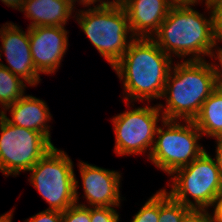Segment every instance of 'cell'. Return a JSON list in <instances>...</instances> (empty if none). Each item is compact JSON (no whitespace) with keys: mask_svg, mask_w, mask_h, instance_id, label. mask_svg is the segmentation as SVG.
<instances>
[{"mask_svg":"<svg viewBox=\"0 0 222 222\" xmlns=\"http://www.w3.org/2000/svg\"><path fill=\"white\" fill-rule=\"evenodd\" d=\"M100 3H121V0H91V5Z\"/></svg>","mask_w":222,"mask_h":222,"instance_id":"obj_32","label":"cell"},{"mask_svg":"<svg viewBox=\"0 0 222 222\" xmlns=\"http://www.w3.org/2000/svg\"><path fill=\"white\" fill-rule=\"evenodd\" d=\"M212 58V59H211ZM215 73L216 87L222 89V46L218 45L210 56Z\"/></svg>","mask_w":222,"mask_h":222,"instance_id":"obj_22","label":"cell"},{"mask_svg":"<svg viewBox=\"0 0 222 222\" xmlns=\"http://www.w3.org/2000/svg\"><path fill=\"white\" fill-rule=\"evenodd\" d=\"M79 174L81 178V186L79 179L75 174V199L76 204L85 207H122V174L120 171L106 169L94 164H90L83 160L77 162ZM79 188L82 189L84 202H80Z\"/></svg>","mask_w":222,"mask_h":222,"instance_id":"obj_10","label":"cell"},{"mask_svg":"<svg viewBox=\"0 0 222 222\" xmlns=\"http://www.w3.org/2000/svg\"><path fill=\"white\" fill-rule=\"evenodd\" d=\"M134 37L152 38L173 5L169 0H121Z\"/></svg>","mask_w":222,"mask_h":222,"instance_id":"obj_14","label":"cell"},{"mask_svg":"<svg viewBox=\"0 0 222 222\" xmlns=\"http://www.w3.org/2000/svg\"><path fill=\"white\" fill-rule=\"evenodd\" d=\"M214 36L217 45H222V3L215 5L212 9Z\"/></svg>","mask_w":222,"mask_h":222,"instance_id":"obj_24","label":"cell"},{"mask_svg":"<svg viewBox=\"0 0 222 222\" xmlns=\"http://www.w3.org/2000/svg\"><path fill=\"white\" fill-rule=\"evenodd\" d=\"M60 26L29 28L34 66L40 74L53 75L62 67L69 45V30Z\"/></svg>","mask_w":222,"mask_h":222,"instance_id":"obj_12","label":"cell"},{"mask_svg":"<svg viewBox=\"0 0 222 222\" xmlns=\"http://www.w3.org/2000/svg\"><path fill=\"white\" fill-rule=\"evenodd\" d=\"M74 166L71 156L54 146L28 171V182L48 204L46 210L64 212L76 204Z\"/></svg>","mask_w":222,"mask_h":222,"instance_id":"obj_7","label":"cell"},{"mask_svg":"<svg viewBox=\"0 0 222 222\" xmlns=\"http://www.w3.org/2000/svg\"><path fill=\"white\" fill-rule=\"evenodd\" d=\"M212 63L206 60L174 61L164 92L157 102L166 120L193 121L204 101L216 89Z\"/></svg>","mask_w":222,"mask_h":222,"instance_id":"obj_3","label":"cell"},{"mask_svg":"<svg viewBox=\"0 0 222 222\" xmlns=\"http://www.w3.org/2000/svg\"><path fill=\"white\" fill-rule=\"evenodd\" d=\"M77 7L69 0H24L20 12L30 20L28 28L66 27L69 20L74 19Z\"/></svg>","mask_w":222,"mask_h":222,"instance_id":"obj_15","label":"cell"},{"mask_svg":"<svg viewBox=\"0 0 222 222\" xmlns=\"http://www.w3.org/2000/svg\"><path fill=\"white\" fill-rule=\"evenodd\" d=\"M27 87L26 82L0 65V112L22 98L26 94Z\"/></svg>","mask_w":222,"mask_h":222,"instance_id":"obj_17","label":"cell"},{"mask_svg":"<svg viewBox=\"0 0 222 222\" xmlns=\"http://www.w3.org/2000/svg\"><path fill=\"white\" fill-rule=\"evenodd\" d=\"M206 150L189 165L175 170L164 186L176 201L191 210H207L222 195V173L215 159ZM171 177V178H170Z\"/></svg>","mask_w":222,"mask_h":222,"instance_id":"obj_5","label":"cell"},{"mask_svg":"<svg viewBox=\"0 0 222 222\" xmlns=\"http://www.w3.org/2000/svg\"><path fill=\"white\" fill-rule=\"evenodd\" d=\"M192 3L195 5L203 4L205 8L212 9L215 5L222 3V0H192Z\"/></svg>","mask_w":222,"mask_h":222,"instance_id":"obj_29","label":"cell"},{"mask_svg":"<svg viewBox=\"0 0 222 222\" xmlns=\"http://www.w3.org/2000/svg\"><path fill=\"white\" fill-rule=\"evenodd\" d=\"M53 147L42 133L10 124L0 115V172L5 178L28 173Z\"/></svg>","mask_w":222,"mask_h":222,"instance_id":"obj_9","label":"cell"},{"mask_svg":"<svg viewBox=\"0 0 222 222\" xmlns=\"http://www.w3.org/2000/svg\"><path fill=\"white\" fill-rule=\"evenodd\" d=\"M73 5H82V6H88L91 5V0H69ZM77 2V3H76Z\"/></svg>","mask_w":222,"mask_h":222,"instance_id":"obj_31","label":"cell"},{"mask_svg":"<svg viewBox=\"0 0 222 222\" xmlns=\"http://www.w3.org/2000/svg\"><path fill=\"white\" fill-rule=\"evenodd\" d=\"M116 208L121 207H90L91 222H120L121 214Z\"/></svg>","mask_w":222,"mask_h":222,"instance_id":"obj_20","label":"cell"},{"mask_svg":"<svg viewBox=\"0 0 222 222\" xmlns=\"http://www.w3.org/2000/svg\"><path fill=\"white\" fill-rule=\"evenodd\" d=\"M172 4H191L192 0H169Z\"/></svg>","mask_w":222,"mask_h":222,"instance_id":"obj_33","label":"cell"},{"mask_svg":"<svg viewBox=\"0 0 222 222\" xmlns=\"http://www.w3.org/2000/svg\"><path fill=\"white\" fill-rule=\"evenodd\" d=\"M91 45L111 68L127 51L135 38L121 3H100L76 9L74 19Z\"/></svg>","mask_w":222,"mask_h":222,"instance_id":"obj_4","label":"cell"},{"mask_svg":"<svg viewBox=\"0 0 222 222\" xmlns=\"http://www.w3.org/2000/svg\"><path fill=\"white\" fill-rule=\"evenodd\" d=\"M203 135L193 121L166 120L159 125L149 162L170 176L189 165L207 149L200 143Z\"/></svg>","mask_w":222,"mask_h":222,"instance_id":"obj_6","label":"cell"},{"mask_svg":"<svg viewBox=\"0 0 222 222\" xmlns=\"http://www.w3.org/2000/svg\"><path fill=\"white\" fill-rule=\"evenodd\" d=\"M174 61L153 38L135 37L112 67L122 81L121 98L125 102H142V105L155 99L161 101Z\"/></svg>","mask_w":222,"mask_h":222,"instance_id":"obj_1","label":"cell"},{"mask_svg":"<svg viewBox=\"0 0 222 222\" xmlns=\"http://www.w3.org/2000/svg\"><path fill=\"white\" fill-rule=\"evenodd\" d=\"M0 115L10 124L42 133L53 144L50 130L52 126L49 124L53 115L44 99L25 94L5 107Z\"/></svg>","mask_w":222,"mask_h":222,"instance_id":"obj_13","label":"cell"},{"mask_svg":"<svg viewBox=\"0 0 222 222\" xmlns=\"http://www.w3.org/2000/svg\"><path fill=\"white\" fill-rule=\"evenodd\" d=\"M0 26V65L26 82L29 87H37L43 79L32 60L29 28L25 31L11 21ZM2 57H5L7 65L3 63Z\"/></svg>","mask_w":222,"mask_h":222,"instance_id":"obj_11","label":"cell"},{"mask_svg":"<svg viewBox=\"0 0 222 222\" xmlns=\"http://www.w3.org/2000/svg\"><path fill=\"white\" fill-rule=\"evenodd\" d=\"M130 222H158L159 189L147 199L142 207L132 216Z\"/></svg>","mask_w":222,"mask_h":222,"instance_id":"obj_19","label":"cell"},{"mask_svg":"<svg viewBox=\"0 0 222 222\" xmlns=\"http://www.w3.org/2000/svg\"><path fill=\"white\" fill-rule=\"evenodd\" d=\"M182 222H211L207 210H191Z\"/></svg>","mask_w":222,"mask_h":222,"instance_id":"obj_26","label":"cell"},{"mask_svg":"<svg viewBox=\"0 0 222 222\" xmlns=\"http://www.w3.org/2000/svg\"><path fill=\"white\" fill-rule=\"evenodd\" d=\"M62 222H91L90 207L74 204L62 212Z\"/></svg>","mask_w":222,"mask_h":222,"instance_id":"obj_21","label":"cell"},{"mask_svg":"<svg viewBox=\"0 0 222 222\" xmlns=\"http://www.w3.org/2000/svg\"><path fill=\"white\" fill-rule=\"evenodd\" d=\"M193 122L204 138L215 139L222 136V89L216 88L211 93Z\"/></svg>","mask_w":222,"mask_h":222,"instance_id":"obj_16","label":"cell"},{"mask_svg":"<svg viewBox=\"0 0 222 222\" xmlns=\"http://www.w3.org/2000/svg\"><path fill=\"white\" fill-rule=\"evenodd\" d=\"M195 6L193 3L173 4L152 37L173 60L174 57L180 61L206 60L218 46L212 10L204 8L206 12L201 13Z\"/></svg>","mask_w":222,"mask_h":222,"instance_id":"obj_2","label":"cell"},{"mask_svg":"<svg viewBox=\"0 0 222 222\" xmlns=\"http://www.w3.org/2000/svg\"><path fill=\"white\" fill-rule=\"evenodd\" d=\"M127 108L112 116L114 153L119 156L146 155L152 151L159 125L164 120L157 103L135 107V102H125ZM152 105V106H151ZM160 123V124H159ZM146 153V154H145Z\"/></svg>","mask_w":222,"mask_h":222,"instance_id":"obj_8","label":"cell"},{"mask_svg":"<svg viewBox=\"0 0 222 222\" xmlns=\"http://www.w3.org/2000/svg\"><path fill=\"white\" fill-rule=\"evenodd\" d=\"M190 211L189 207L173 199L164 188L159 189L158 222H182Z\"/></svg>","mask_w":222,"mask_h":222,"instance_id":"obj_18","label":"cell"},{"mask_svg":"<svg viewBox=\"0 0 222 222\" xmlns=\"http://www.w3.org/2000/svg\"><path fill=\"white\" fill-rule=\"evenodd\" d=\"M3 4H5L8 8H12L13 10L20 11L23 5L24 0H0Z\"/></svg>","mask_w":222,"mask_h":222,"instance_id":"obj_28","label":"cell"},{"mask_svg":"<svg viewBox=\"0 0 222 222\" xmlns=\"http://www.w3.org/2000/svg\"><path fill=\"white\" fill-rule=\"evenodd\" d=\"M16 208H11L8 212H5L0 215V222H12L13 221V215Z\"/></svg>","mask_w":222,"mask_h":222,"instance_id":"obj_30","label":"cell"},{"mask_svg":"<svg viewBox=\"0 0 222 222\" xmlns=\"http://www.w3.org/2000/svg\"><path fill=\"white\" fill-rule=\"evenodd\" d=\"M207 212L211 222H222V195L211 204Z\"/></svg>","mask_w":222,"mask_h":222,"instance_id":"obj_25","label":"cell"},{"mask_svg":"<svg viewBox=\"0 0 222 222\" xmlns=\"http://www.w3.org/2000/svg\"><path fill=\"white\" fill-rule=\"evenodd\" d=\"M215 151H214V155L212 156L215 161H216V164L220 170V172L222 173V137H219V138H215Z\"/></svg>","mask_w":222,"mask_h":222,"instance_id":"obj_27","label":"cell"},{"mask_svg":"<svg viewBox=\"0 0 222 222\" xmlns=\"http://www.w3.org/2000/svg\"><path fill=\"white\" fill-rule=\"evenodd\" d=\"M24 222H62V212L42 210L23 220Z\"/></svg>","mask_w":222,"mask_h":222,"instance_id":"obj_23","label":"cell"}]
</instances>
